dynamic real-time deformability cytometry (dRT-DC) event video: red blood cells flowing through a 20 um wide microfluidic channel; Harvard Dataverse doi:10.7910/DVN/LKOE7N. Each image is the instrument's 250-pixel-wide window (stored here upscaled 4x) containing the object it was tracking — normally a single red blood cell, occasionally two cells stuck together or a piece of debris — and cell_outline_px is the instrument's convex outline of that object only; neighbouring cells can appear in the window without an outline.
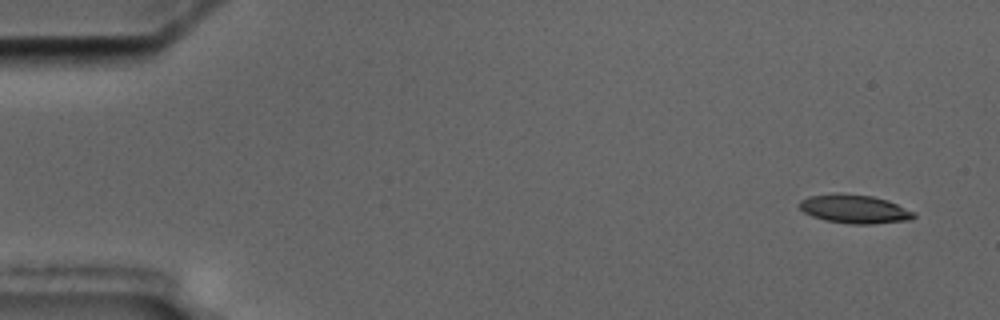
{"species": "common noctule bat (a hibernating species)", "species_latin": "Nyctalus noctula", "temperature_condition": "cold", "stored_images_in_passage": 5, "camera_frame_rate_fps": 3000, "um_per_image_px": 0.085, "animal": {"sex": "male", "body_mass_g": 17.5, "forearm_length_mm": 52.3}, "frame": {"image": 1, "passage_image": 1, "time_ms": 0.0, "image_size_px": [1000, 320], "cell_outline_px": [[916, 216], [912, 220], [872, 224], [852, 224], [824, 220], [812, 216], [804, 212], [800, 208], [800, 200], [808, 196], [836, 192], [872, 196], [888, 200], [916, 212]], "centroid_in_image_um": [72.66, 17.76], "position_along_channel_um": 12.3, "area_um2": 19.36}}
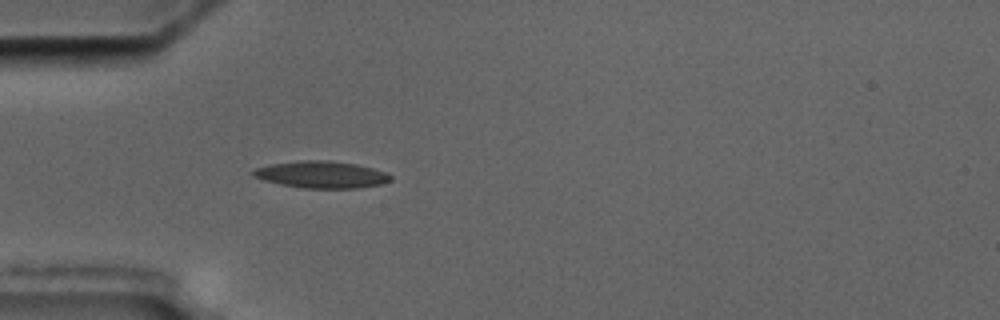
{"frame": {"image": 2, "passage_image": 5, "time_ms": 4.667, "image_size_px": [1000, 320], "cell_outline_px": [[392, 180], [384, 184], [356, 188], [300, 188], [280, 184], [264, 180], [252, 176], [248, 172], [256, 168], [268, 164], [300, 160], [328, 160], [356, 164], [372, 168], [384, 172], [392, 176]], "centroid_in_image_um": [27.28, 14.84], "position_along_channel_um": 57.7, "area_um2": 21.79}}